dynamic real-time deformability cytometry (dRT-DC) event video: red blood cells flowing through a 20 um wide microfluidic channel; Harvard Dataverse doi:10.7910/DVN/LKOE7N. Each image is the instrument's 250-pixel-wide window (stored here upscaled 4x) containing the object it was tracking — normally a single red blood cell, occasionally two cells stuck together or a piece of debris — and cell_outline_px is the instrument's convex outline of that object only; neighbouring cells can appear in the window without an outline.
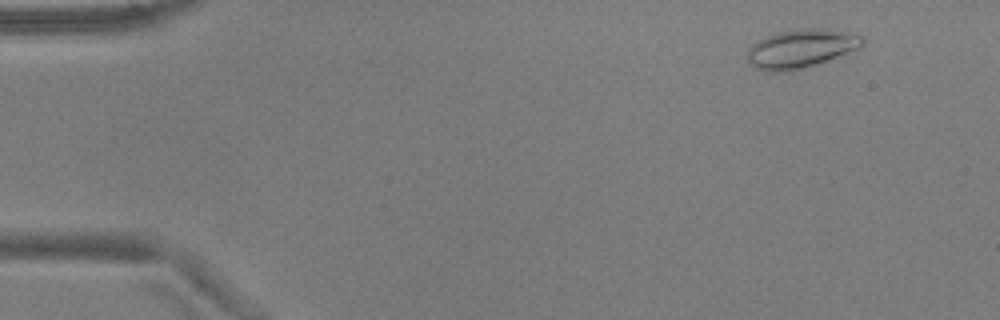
{"species": "common noctule bat (a hibernating species)", "species_latin": "Nyctalus noctula", "temperature_condition": "warm", "stored_images_in_passage": 15, "camera_frame_rate_fps": 3000, "um_per_image_px": 0.085, "animal": {"sex": "male", "body_mass_g": 17.9, "forearm_length_mm": 54.2}, "frame": {"image": 1, "passage_image": 5, "time_ms": 1.333, "image_size_px": [1000, 320], "cell_outline_px": [[864, 44], [860, 48], [816, 64], [804, 68], [788, 72], [768, 72], [756, 68], [748, 64], [748, 48], [752, 44], [768, 36], [780, 32], [800, 28], [816, 28], [844, 32], [860, 36], [864, 40]], "centroid_in_image_um": [68.04, 4.16], "position_along_channel_um": 17.0, "area_um2": 25.66}}